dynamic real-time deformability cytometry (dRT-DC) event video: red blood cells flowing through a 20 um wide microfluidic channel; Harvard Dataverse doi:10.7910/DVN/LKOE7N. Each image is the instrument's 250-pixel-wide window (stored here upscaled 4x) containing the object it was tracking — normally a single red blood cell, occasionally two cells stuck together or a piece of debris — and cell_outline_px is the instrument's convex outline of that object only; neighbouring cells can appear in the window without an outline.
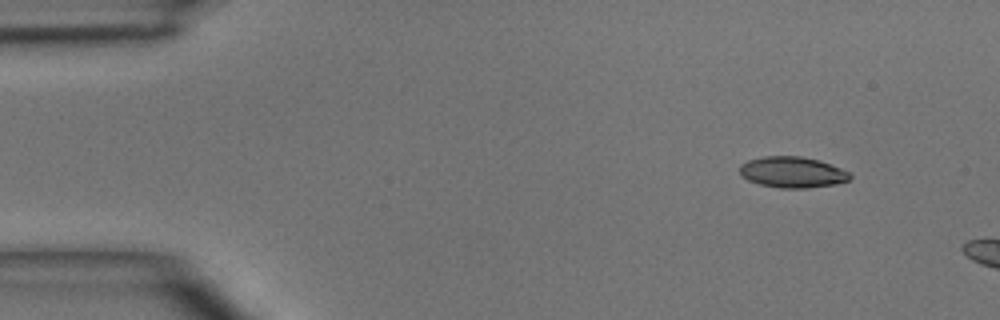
{"species": "common noctule bat (a hibernating species)", "species_latin": "Nyctalus noctula", "temperature_condition": "room temperature", "stored_images_in_passage": 3, "camera_frame_rate_fps": 3000, "um_per_image_px": 0.085, "animal": {"sex": "male", "body_mass_g": 15.6}, "frame": {"image": 1, "passage_image": 1, "time_ms": 0.0, "image_size_px": [1000, 320], "cell_outline_px": [[852, 176], [848, 180], [836, 184], [804, 188], [780, 188], [760, 184], [748, 180], [740, 172], [740, 164], [748, 160], [764, 156], [800, 156], [820, 160], [840, 168], [848, 172]], "centroid_in_image_um": [67.35, 14.63], "position_along_channel_um": 17.6, "area_um2": 19.77}}